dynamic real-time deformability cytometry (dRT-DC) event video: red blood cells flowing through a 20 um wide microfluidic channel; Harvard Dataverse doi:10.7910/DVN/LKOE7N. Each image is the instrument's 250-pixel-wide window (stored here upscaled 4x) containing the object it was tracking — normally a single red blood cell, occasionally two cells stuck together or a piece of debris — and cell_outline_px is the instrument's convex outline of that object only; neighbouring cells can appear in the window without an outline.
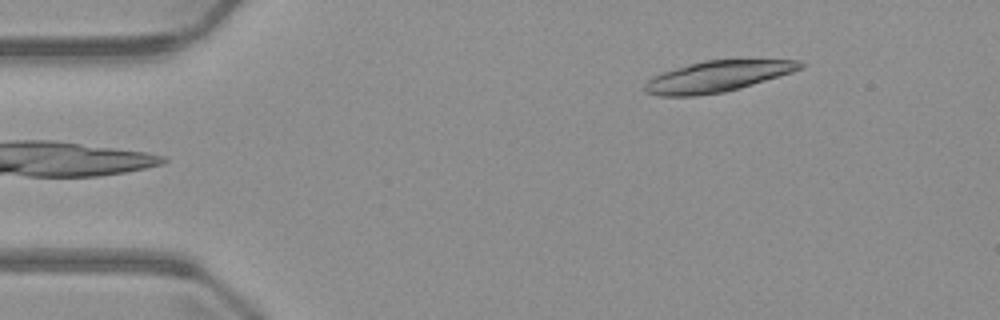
{"species": "common noctule bat (a hibernating species)", "species_latin": "Nyctalus noctula", "temperature_condition": "warm", "stored_images_in_passage": 5, "camera_frame_rate_fps": 3000, "um_per_image_px": 0.085, "animal": {"sex": "male", "body_mass_g": 23.1, "forearm_length_mm": 52.7}, "frame": {"image": 1, "passage_image": 5, "time_ms": 5.0, "image_size_px": [1000, 320], "cell_outline_px": [[808, 64], [804, 68], [780, 76], [740, 88], [724, 92], [696, 96], [660, 96], [644, 92], [644, 84], [652, 76], [688, 64], [704, 60], [800, 60]], "centroid_in_image_um": [61.0, 6.5], "position_along_channel_um": 24.0, "area_um2": 28.15}}